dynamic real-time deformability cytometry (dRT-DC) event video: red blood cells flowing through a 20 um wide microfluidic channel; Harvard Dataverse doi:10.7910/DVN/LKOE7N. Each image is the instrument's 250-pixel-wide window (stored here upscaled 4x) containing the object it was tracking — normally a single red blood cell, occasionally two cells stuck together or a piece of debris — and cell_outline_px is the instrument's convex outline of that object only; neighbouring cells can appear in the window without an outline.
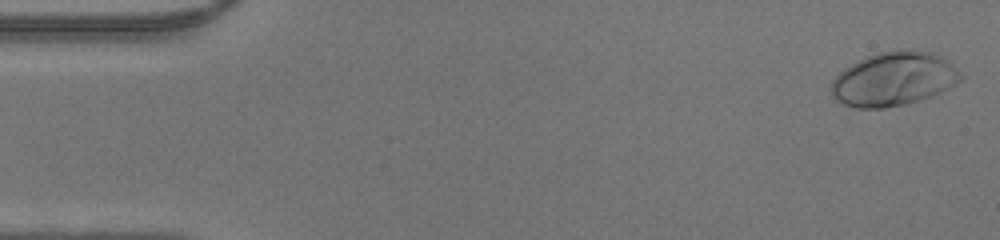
{"species": "human", "species_latin": "Homo sapiens", "temperature_condition": "warm", "stored_images_in_passage": 47, "camera_frame_rate_fps": 3000, "um_per_image_px": 0.085, "donor": {"sex": "male"}, "frame": {"image": 1, "passage_image": 1, "time_ms": 0.0, "image_size_px": [1000, 240], "cell_outline_px": [[964, 80], [940, 92], [920, 100], [904, 104], [884, 108], [856, 108], [844, 104], [836, 100], [832, 96], [832, 80], [844, 68], [868, 56], [880, 52], [896, 48], [916, 48], [936, 52], [948, 60], [964, 76]], "centroid_in_image_um": [76.02, 6.68], "position_along_channel_um": 9.0, "area_um2": 41.15}}
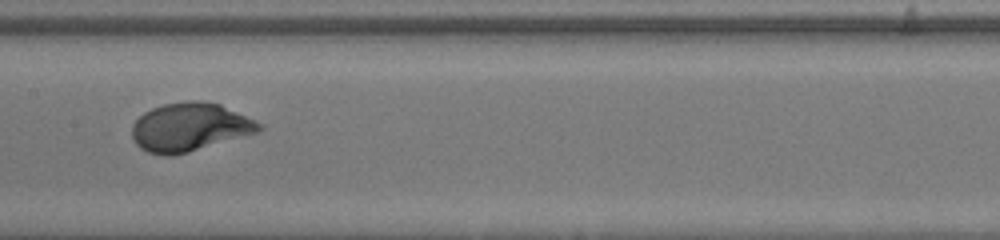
{"frame": {"image": 2, "passage_image": 23, "time_ms": 7.333, "image_size_px": [1000, 240], "cell_outline_px": [[264, 128], [256, 132], [188, 152], [172, 156], [164, 156], [148, 152], [140, 148], [136, 144], [132, 136], [132, 124], [144, 112], [152, 108], [164, 104], [188, 100], [200, 100], [220, 104], [264, 124]], "centroid_in_image_um": [16.11, 10.8], "position_along_channel_um": 191.3, "area_um2": 35.72}}
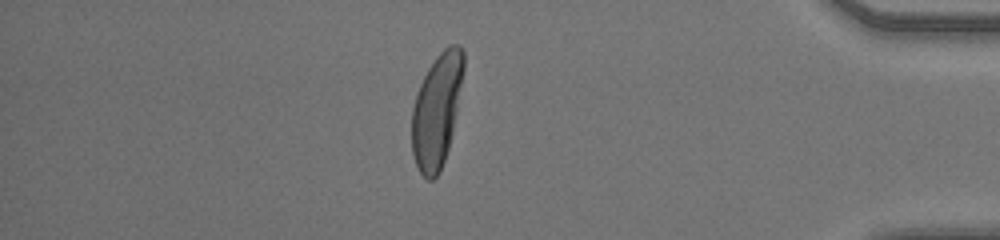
{"frame": {"image": 3, "passage_image": 40, "time_ms": 13.0, "image_size_px": [1000, 240], "cell_outline_px": [[464, 72], [452, 132], [448, 148], [440, 172], [432, 180], [428, 180], [420, 172], [416, 164], [412, 152], [412, 108], [420, 84], [428, 68], [436, 56], [448, 44], [460, 44], [464, 52]], "centroid_in_image_um": [37.13, 9.35], "position_along_channel_um": 398.1, "area_um2": 34.04}}